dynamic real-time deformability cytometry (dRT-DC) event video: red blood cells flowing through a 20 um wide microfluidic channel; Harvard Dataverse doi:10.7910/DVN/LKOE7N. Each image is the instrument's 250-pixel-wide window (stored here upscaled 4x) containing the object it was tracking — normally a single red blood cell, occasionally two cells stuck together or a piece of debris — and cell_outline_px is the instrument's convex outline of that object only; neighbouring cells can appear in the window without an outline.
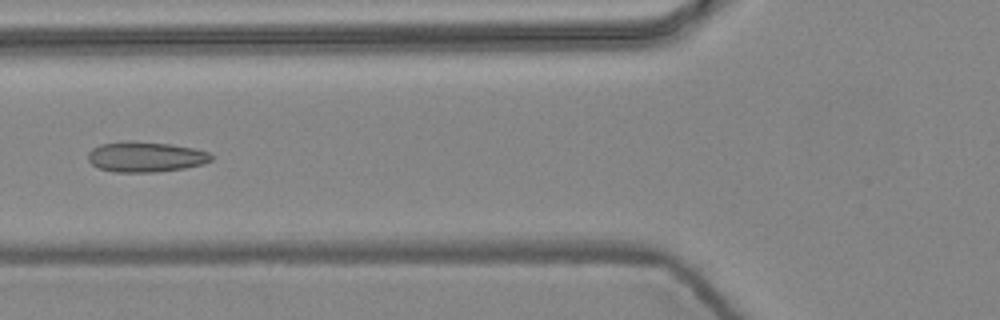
{"species": "common noctule bat (a hibernating species)", "species_latin": "Nyctalus noctula", "temperature_condition": "warm", "stored_images_in_passage": 10, "camera_frame_rate_fps": 3000, "um_per_image_px": 0.085, "animal": {"sex": "female", "body_mass_g": 24.6, "forearm_length_mm": 56.2}, "frame": {"image": 1, "passage_image": 6, "time_ms": 1.667, "image_size_px": [1000, 320], "cell_outline_px": [[212, 160], [204, 164], [184, 168], [156, 172], [112, 172], [100, 168], [92, 164], [88, 160], [88, 152], [92, 148], [100, 144], [128, 140], [172, 144], [192, 148], [208, 152], [212, 156]], "centroid_in_image_um": [12.35, 13.32], "position_along_channel_um": 113.4, "area_um2": 21.91}}
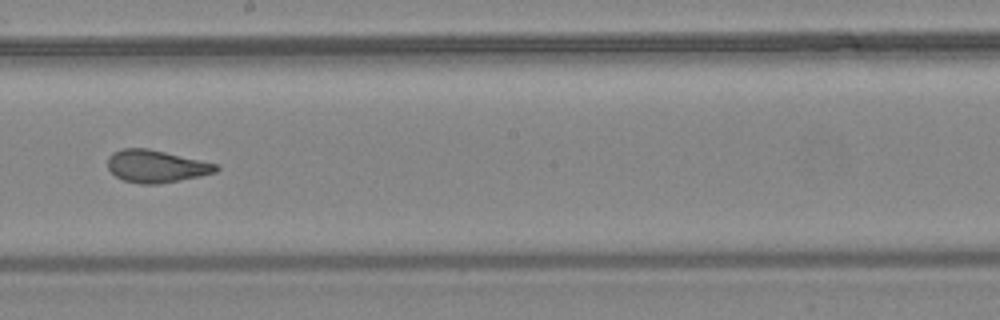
{"frame": {"image": 2, "passage_image": 9, "time_ms": 2.667, "image_size_px": [1000, 320], "cell_outline_px": [[220, 168], [216, 172], [200, 176], [180, 180], [156, 184], [140, 184], [124, 180], [116, 176], [108, 168], [108, 156], [112, 152], [120, 148], [148, 148], [216, 164]], "centroid_in_image_um": [13.24, 14.13], "position_along_channel_um": 235.0, "area_um2": 20.35}}
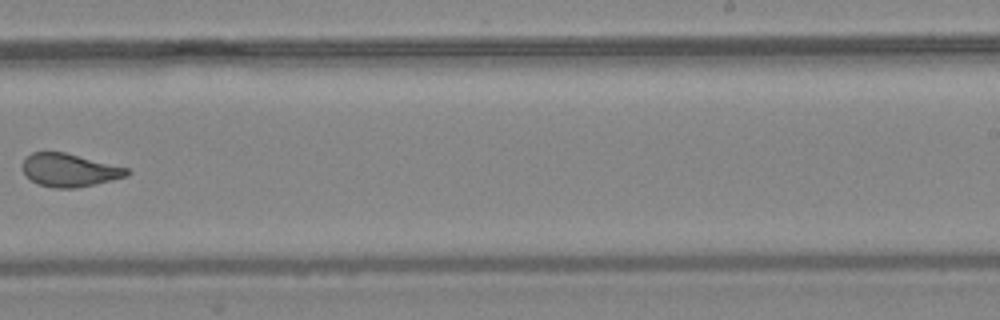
{"frame": {"image": 3, "passage_image": 10, "time_ms": 3.0, "image_size_px": [1000, 320], "cell_outline_px": [[132, 172], [128, 176], [112, 180], [76, 188], [52, 188], [36, 184], [24, 172], [24, 160], [32, 152], [64, 152], [128, 168]], "centroid_in_image_um": [5.93, 14.47], "position_along_channel_um": 283.1, "area_um2": 19.94}}